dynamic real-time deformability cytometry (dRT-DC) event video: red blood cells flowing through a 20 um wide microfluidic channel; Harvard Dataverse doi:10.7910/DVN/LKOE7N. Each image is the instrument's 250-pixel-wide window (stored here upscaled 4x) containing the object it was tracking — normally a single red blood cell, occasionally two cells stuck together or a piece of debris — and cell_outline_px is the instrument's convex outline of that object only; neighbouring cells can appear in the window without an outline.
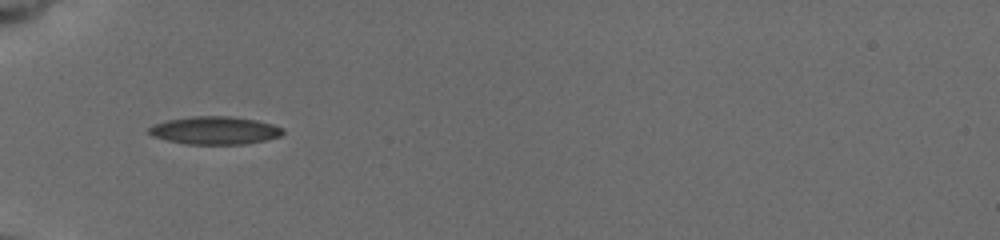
{"species": "common noctule bat (a hibernating species)", "species_latin": "Nyctalus noctula", "temperature_condition": "cold", "stored_images_in_passage": 42, "camera_frame_rate_fps": 3000, "um_per_image_px": 0.085, "animal": {"sex": "female", "body_mass_g": 19.5, "forearm_length_mm": 54.1}, "frame": {"image": 1, "passage_image": 1, "time_ms": 0.0, "image_size_px": [1000, 240], "cell_outline_px": [[284, 132], [280, 136], [264, 140], [244, 144], [184, 144], [152, 136], [148, 132], [148, 128], [156, 124], [168, 120], [192, 116], [232, 116], [256, 120], [272, 124], [284, 128]], "centroid_in_image_um": [18.27, 11.08], "position_along_channel_um": 66.7, "area_um2": 21.68}}
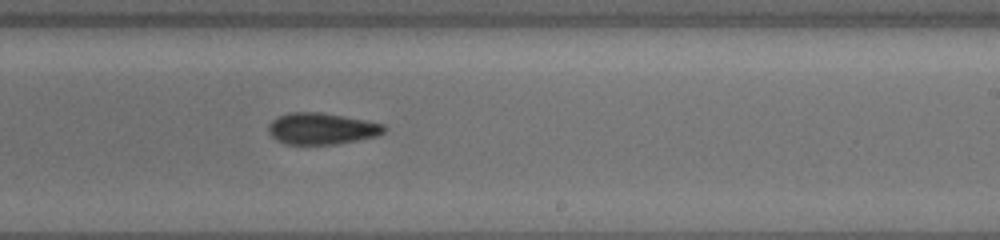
{"frame": {"image": 2, "passage_image": 21, "time_ms": 5.333, "image_size_px": [1000, 240], "cell_outline_px": [[388, 128], [384, 132], [376, 136], [336, 144], [284, 144], [276, 140], [268, 132], [268, 124], [276, 116], [288, 112], [320, 112], [344, 116], [384, 124]], "centroid_in_image_um": [27.3, 10.92], "position_along_channel_um": 261.7, "area_um2": 21.33}}
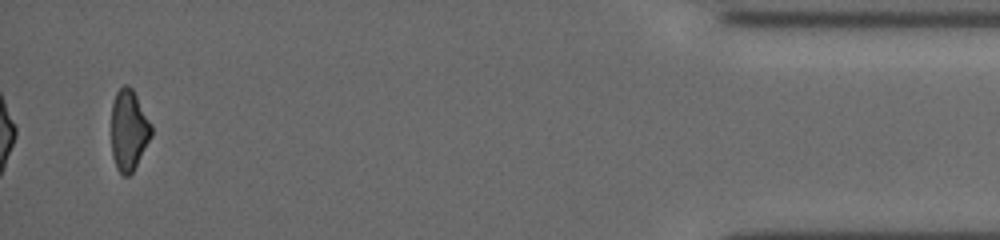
{"frame": {"image": 3, "passage_image": 42, "time_ms": 11.333, "image_size_px": [1000, 240], "cell_outline_px": [[152, 136], [132, 172], [128, 176], [124, 176], [116, 168], [112, 156], [112, 104], [116, 92], [124, 84], [128, 84], [132, 88], [152, 124]], "centroid_in_image_um": [10.95, 11.05], "position_along_channel_um": 424.2, "area_um2": 18.84}, "authors_computed_cell_mechanics": {"area_um2": 21.1548, "velocity_mm_per_s": 3.7787, "shape_relaxation_time_tau1_ms": 6.0875, "shape_relaxation_time_tau2_ms": null, "deformation_change_tau1": 0.1276, "deformation_change_tau2": null}}